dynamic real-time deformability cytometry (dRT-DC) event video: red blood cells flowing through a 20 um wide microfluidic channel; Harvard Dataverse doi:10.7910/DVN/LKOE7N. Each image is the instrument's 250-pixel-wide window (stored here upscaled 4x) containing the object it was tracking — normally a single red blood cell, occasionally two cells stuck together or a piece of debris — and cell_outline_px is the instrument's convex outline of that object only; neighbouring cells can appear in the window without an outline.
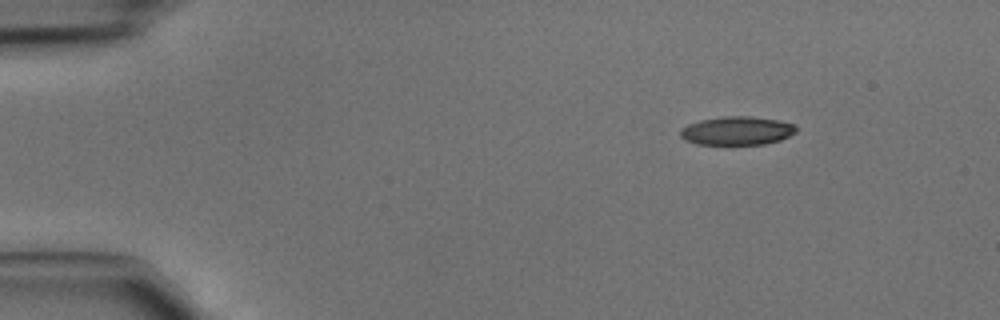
{"species": "common noctule bat (a hibernating species)", "species_latin": "Nyctalus noctula", "temperature_condition": "cold", "stored_images_in_passage": 40, "camera_frame_rate_fps": 3000, "um_per_image_px": 0.085, "animal": {"sex": "male", "body_mass_g": 15.6}, "frame": {"image": 1, "passage_image": 1, "time_ms": 0.0, "image_size_px": [1000, 320], "cell_outline_px": [[796, 132], [780, 140], [764, 144], [696, 144], [680, 136], [680, 128], [688, 124], [700, 120], [724, 116], [752, 116], [776, 120], [796, 124]], "centroid_in_image_um": [62.64, 11.1], "position_along_channel_um": 22.4, "area_um2": 19.19}}
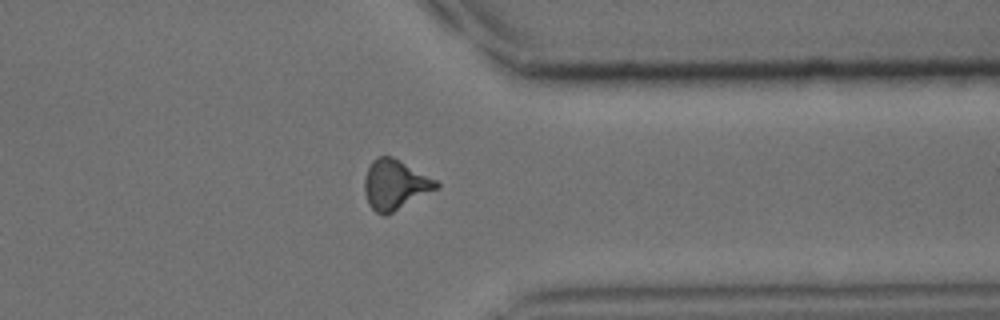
{"frame": {"image": 2, "passage_image": 31, "time_ms": 10.0, "image_size_px": [1000, 320], "cell_outline_px": [[440, 188], [384, 216], [376, 212], [368, 204], [364, 192], [364, 180], [368, 168], [372, 160], [376, 156], [392, 156], [400, 160], [436, 180], [440, 184]], "centroid_in_image_um": [33.57, 15.69], "position_along_channel_um": 377.8, "area_um2": 20.87}}
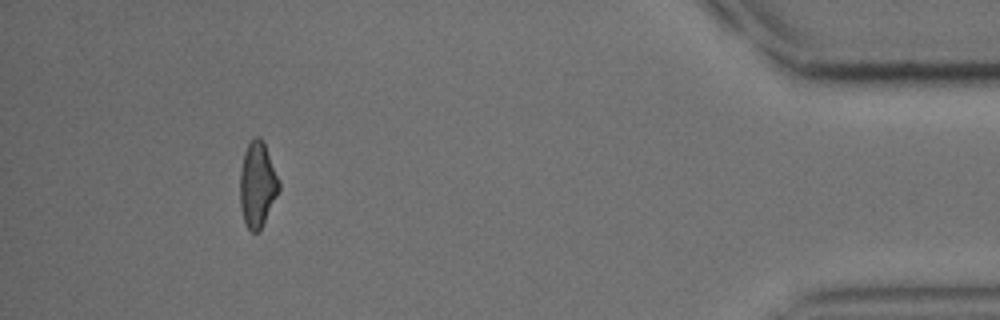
{"frame": {"image": 3, "passage_image": 37, "time_ms": 12.0, "image_size_px": [1000, 320], "cell_outline_px": [[280, 188], [260, 228], [256, 232], [252, 232], [248, 228], [244, 220], [240, 208], [240, 172], [244, 152], [248, 144], [256, 136], [260, 136], [264, 140], [280, 180]], "centroid_in_image_um": [21.88, 15.62], "position_along_channel_um": 413.3, "area_um2": 19.25}}